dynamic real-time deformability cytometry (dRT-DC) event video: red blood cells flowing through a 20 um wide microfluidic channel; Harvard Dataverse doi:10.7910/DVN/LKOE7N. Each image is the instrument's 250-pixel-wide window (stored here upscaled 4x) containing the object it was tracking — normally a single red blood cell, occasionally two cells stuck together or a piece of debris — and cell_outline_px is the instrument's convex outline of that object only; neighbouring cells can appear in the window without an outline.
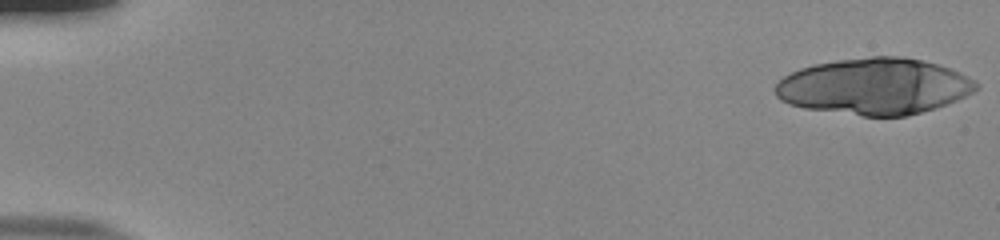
{"species": "human", "species_latin": "Homo sapiens", "temperature_condition": "room temperature", "stored_images_in_passage": 20, "camera_frame_rate_fps": 3000, "um_per_image_px": 0.085, "donor": {"sex": "male"}, "frame": {"image": 1, "passage_image": 1, "time_ms": 0.0, "image_size_px": [1000, 240], "cell_outline_px": [[980, 84], [972, 92], [956, 100], [936, 108], [908, 116], [864, 116], [804, 108], [788, 104], [780, 100], [776, 96], [772, 88], [784, 76], [800, 68], [812, 64], [836, 60], [872, 56], [904, 56], [924, 60], [940, 64], [960, 72], [976, 80]], "centroid_in_image_um": [74.31, 7.33], "position_along_channel_um": 10.7, "area_um2": 66.47}}